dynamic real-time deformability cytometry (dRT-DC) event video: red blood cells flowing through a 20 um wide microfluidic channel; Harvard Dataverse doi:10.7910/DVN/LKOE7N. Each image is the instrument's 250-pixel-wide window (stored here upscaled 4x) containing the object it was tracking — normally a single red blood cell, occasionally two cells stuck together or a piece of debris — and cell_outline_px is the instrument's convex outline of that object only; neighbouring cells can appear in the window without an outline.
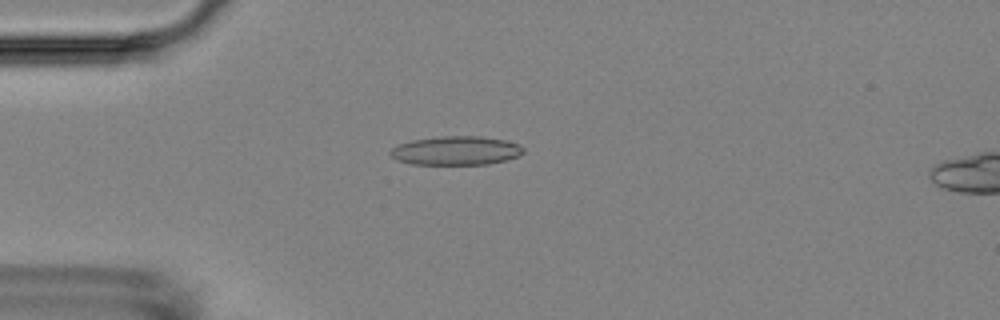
{"species": "Egyptian fruit bat (a non-hibernating species)", "species_latin": "Rousettus aegyptiacus", "temperature_condition": "room temperature", "stored_images_in_passage": 4, "camera_frame_rate_fps": 3000, "um_per_image_px": 0.085, "animal": {"sex": "female"}, "frame": {"image": 1, "passage_image": 2, "time_ms": 1.0, "image_size_px": [1000, 320], "cell_outline_px": [[524, 152], [520, 156], [508, 160], [488, 164], [412, 164], [396, 160], [388, 152], [392, 148], [400, 144], [412, 140], [444, 136], [480, 136], [504, 140], [520, 144], [524, 148]], "centroid_in_image_um": [38.8, 12.81], "position_along_channel_um": 46.2, "area_um2": 22.43}}
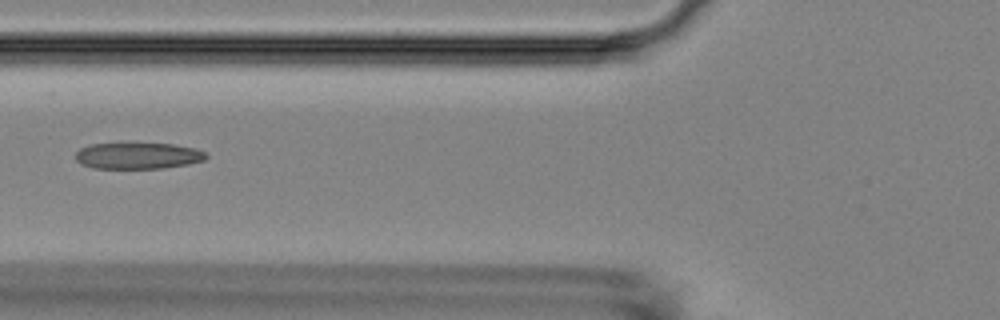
{"frame": {"image": 2, "passage_image": 4, "time_ms": 3.333, "image_size_px": [1000, 320], "cell_outline_px": [[208, 156], [204, 160], [188, 164], [164, 168], [92, 168], [80, 164], [76, 160], [76, 152], [80, 148], [88, 144], [172, 144], [196, 148], [204, 152]], "centroid_in_image_um": [11.71, 13.24], "position_along_channel_um": 114.1, "area_um2": 19.94}}